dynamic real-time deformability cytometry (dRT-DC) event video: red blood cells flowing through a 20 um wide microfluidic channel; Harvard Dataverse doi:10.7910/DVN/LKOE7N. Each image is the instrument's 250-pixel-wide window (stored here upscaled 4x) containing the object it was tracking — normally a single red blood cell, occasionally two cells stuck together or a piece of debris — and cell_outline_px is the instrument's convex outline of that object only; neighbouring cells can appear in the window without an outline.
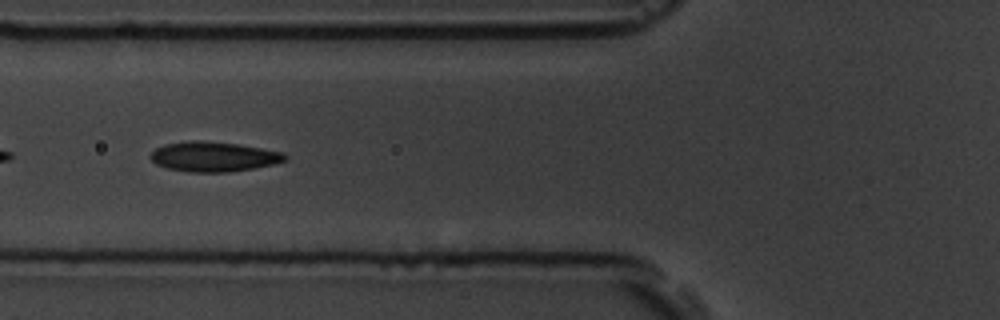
{"species": "common noctule bat (a hibernating species)", "species_latin": "Nyctalus noctula", "temperature_condition": "room temperature", "stored_images_in_passage": 14, "camera_frame_rate_fps": 3000, "um_per_image_px": 0.085, "animal": {"sex": "male", "body_mass_g": 19.5, "forearm_length_mm": 54.6}, "frame": {"image": 1, "passage_image": 5, "time_ms": 5.333, "image_size_px": [1000, 320], "cell_outline_px": [[288, 160], [272, 164], [252, 168], [228, 172], [192, 172], [168, 168], [156, 164], [148, 156], [156, 148], [164, 144], [188, 140], [200, 140], [236, 144], [284, 152], [288, 156]], "centroid_in_image_um": [18.14, 13.31], "position_along_channel_um": 107.7, "area_um2": 23.35}}
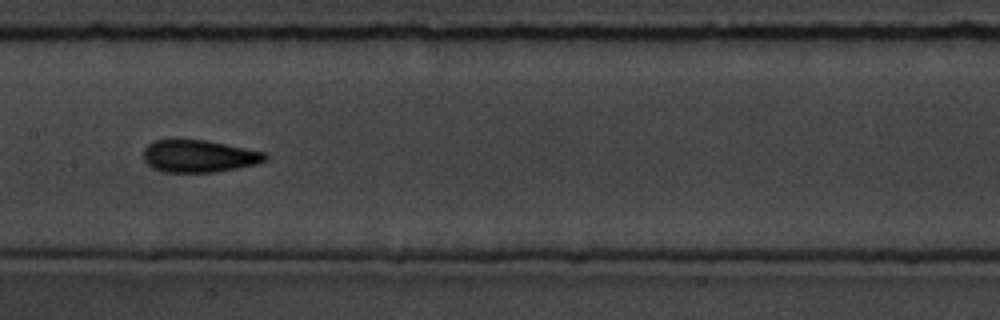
{"frame": {"image": 2, "passage_image": 7, "time_ms": 7.667, "image_size_px": [1000, 320], "cell_outline_px": [[268, 156], [264, 160], [256, 164], [216, 172], [164, 172], [152, 168], [144, 160], [144, 148], [148, 144], [156, 140], [204, 140], [264, 152]], "centroid_in_image_um": [16.88, 13.28], "position_along_channel_um": 190.5, "area_um2": 22.6}}
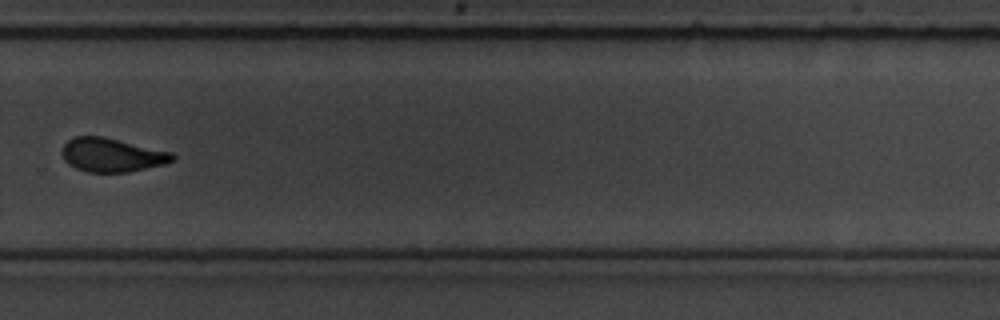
{"frame": {"image": 3, "passage_image": 10, "time_ms": 11.333, "image_size_px": [1000, 320], "cell_outline_px": [[176, 160], [164, 164], [128, 172], [88, 172], [76, 168], [68, 164], [64, 160], [64, 144], [68, 140], [76, 136], [104, 136], [172, 152], [176, 156]], "centroid_in_image_um": [9.55, 13.17], "position_along_channel_um": 320.3, "area_um2": 21.68}, "authors_computed_cell_mechanics": {"area_um2": 22.7154, "velocity_mm_per_s": 3.5515, "shape_relaxation_time_tau1_ms": 4.5252, "shape_relaxation_time_tau2_ms": 0.7442, "deformation_change_tau1": 0.1189, "deformation_change_tau2": 0.045}}